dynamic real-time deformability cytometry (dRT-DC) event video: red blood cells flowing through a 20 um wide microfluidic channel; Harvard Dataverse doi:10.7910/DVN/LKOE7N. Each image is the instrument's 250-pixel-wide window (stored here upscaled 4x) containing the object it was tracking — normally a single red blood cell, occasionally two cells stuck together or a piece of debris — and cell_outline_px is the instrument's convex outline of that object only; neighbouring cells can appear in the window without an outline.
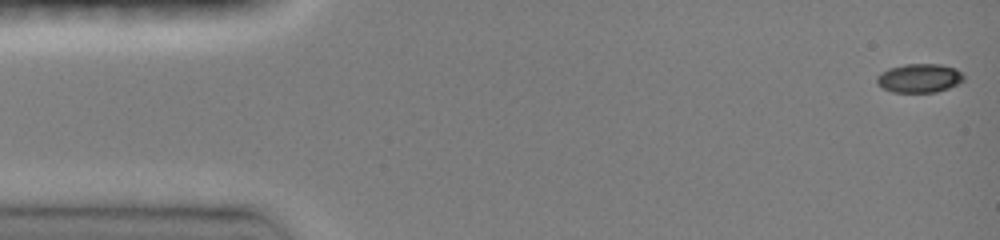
{"species": "common noctule bat (a hibernating species)", "species_latin": "Nyctalus noctula", "temperature_condition": "room temperature", "stored_images_in_passage": 47, "camera_frame_rate_fps": 3000, "um_per_image_px": 0.085, "animal": {"sex": "female", "body_mass_g": 19.0, "forearm_length_mm": 51.5}, "frame": {"image": 1, "passage_image": 1, "time_ms": 0.0, "image_size_px": [1000, 240], "cell_outline_px": [[964, 80], [948, 88], [936, 92], [892, 92], [884, 88], [876, 80], [876, 76], [880, 72], [888, 68], [904, 64], [940, 64], [956, 68], [964, 76]], "centroid_in_image_um": [78.14, 6.63], "position_along_channel_um": 6.9, "area_um2": 14.57}}
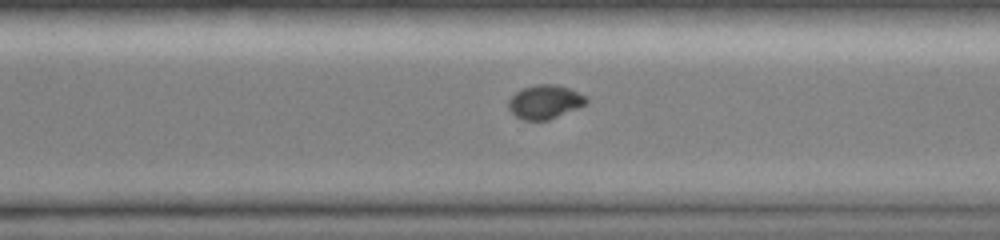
{"frame": {"image": 2, "passage_image": 33, "time_ms": 10.667, "image_size_px": [1000, 240], "cell_outline_px": [[588, 100], [584, 104], [576, 108], [548, 120], [524, 120], [516, 116], [508, 108], [508, 100], [516, 92], [524, 88], [536, 84], [556, 84], [568, 88], [588, 96]], "centroid_in_image_um": [46.31, 8.65], "position_along_channel_um": 324.3, "area_um2": 15.14}}
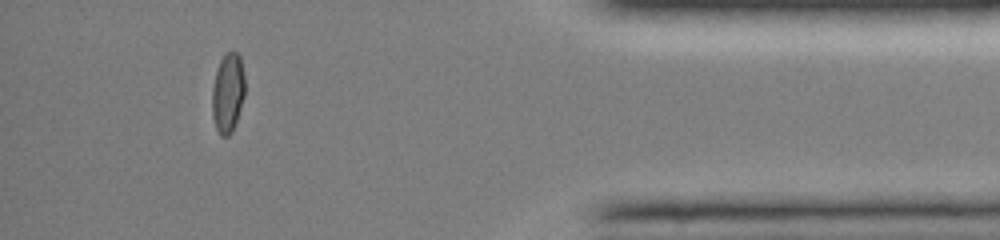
{"frame": {"image": 3, "passage_image": 42, "time_ms": 13.667, "image_size_px": [1000, 240], "cell_outline_px": [[244, 96], [232, 132], [228, 136], [220, 136], [216, 128], [212, 116], [212, 88], [216, 72], [220, 60], [228, 52], [236, 52], [240, 56], [244, 76]], "centroid_in_image_um": [19.35, 7.91], "position_along_channel_um": 415.8, "area_um2": 15.03}}